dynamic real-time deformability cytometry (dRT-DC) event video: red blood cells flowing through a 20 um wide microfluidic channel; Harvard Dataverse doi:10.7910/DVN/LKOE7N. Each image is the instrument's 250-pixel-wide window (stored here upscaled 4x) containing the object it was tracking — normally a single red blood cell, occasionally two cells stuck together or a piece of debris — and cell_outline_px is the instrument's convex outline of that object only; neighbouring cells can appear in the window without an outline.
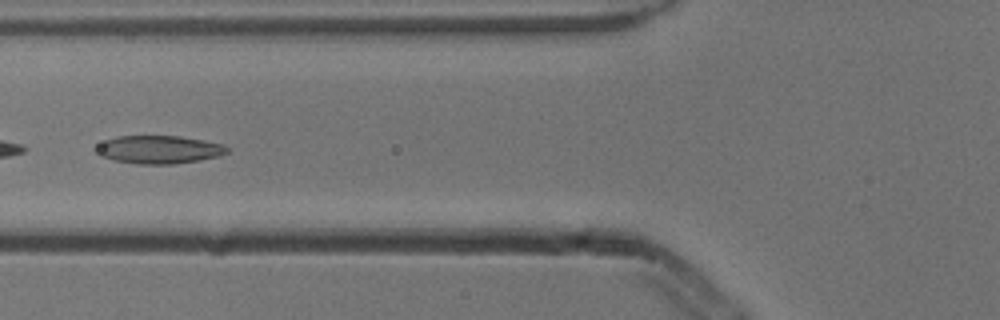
{"species": "common noctule bat (a hibernating species)", "species_latin": "Nyctalus noctula", "temperature_condition": "cold", "stored_images_in_passage": 5, "camera_frame_rate_fps": 3000, "um_per_image_px": 0.085, "animal": {"sex": "male", "body_mass_g": 13.3}, "frame": {"image": 1, "passage_image": 4, "time_ms": 1.0, "image_size_px": [1000, 320], "cell_outline_px": [[228, 152], [220, 156], [200, 160], [172, 164], [136, 164], [116, 160], [100, 156], [96, 152], [96, 148], [104, 140], [120, 136], [180, 136], [204, 140], [224, 144], [228, 148]], "centroid_in_image_um": [13.54, 12.71], "position_along_channel_um": 112.3, "area_um2": 21.39}}
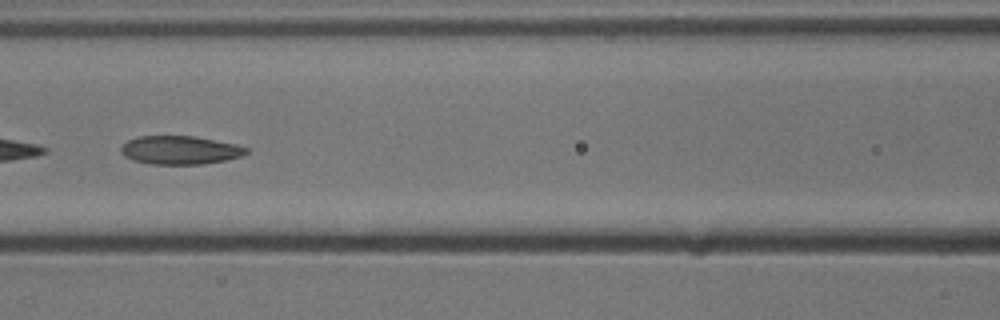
{"frame": {"image": 2, "passage_image": 5, "time_ms": 1.333, "image_size_px": [1000, 320], "cell_outline_px": [[248, 152], [240, 156], [224, 160], [204, 164], [148, 164], [124, 156], [120, 152], [120, 148], [128, 140], [140, 136], [192, 136], [236, 144], [248, 148]], "centroid_in_image_um": [15.29, 12.76], "position_along_channel_um": 151.3, "area_um2": 20.58}}